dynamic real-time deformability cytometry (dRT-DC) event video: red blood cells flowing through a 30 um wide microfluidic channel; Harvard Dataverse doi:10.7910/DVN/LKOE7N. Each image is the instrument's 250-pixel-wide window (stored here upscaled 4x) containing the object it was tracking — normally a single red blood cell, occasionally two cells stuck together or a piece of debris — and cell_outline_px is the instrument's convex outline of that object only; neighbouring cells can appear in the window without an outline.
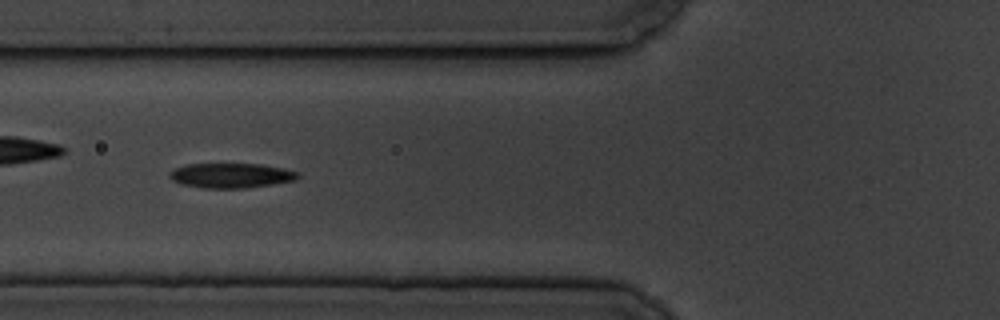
{"species": "common noctule bat (a hibernating species)", "species_latin": "Nyctalus noctula", "temperature_condition": "cold", "stored_images_in_passage": 15, "camera_frame_rate_fps": 3000, "um_per_image_px": 0.085, "animal": {"sex": "male", "body_mass_g": 19.5, "forearm_length_mm": 54.6}, "frame": {"image": 1, "passage_image": 5, "time_ms": 5.333, "image_size_px": [1000, 320], "cell_outline_px": [[300, 176], [296, 180], [272, 184], [244, 188], [200, 188], [180, 184], [172, 180], [168, 176], [168, 172], [184, 164], [260, 164], [284, 168], [300, 172]], "centroid_in_image_um": [19.62, 14.92], "position_along_channel_um": 106.2, "area_um2": 18.73}}
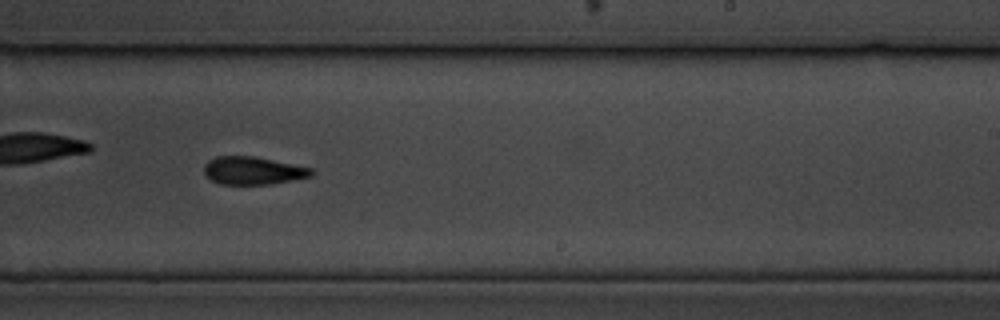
{"frame": {"image": 2, "passage_image": 9, "time_ms": 10.0, "image_size_px": [1000, 320], "cell_outline_px": [[312, 176], [272, 184], [220, 184], [212, 180], [204, 172], [204, 164], [208, 160], [216, 156], [256, 156], [312, 168]], "centroid_in_image_um": [21.49, 14.49], "position_along_channel_um": 267.5, "area_um2": 17.4}}
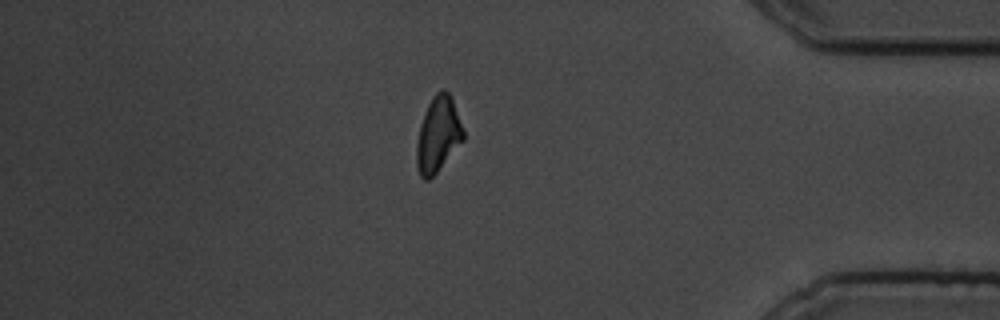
{"frame": {"image": 3, "passage_image": 15, "time_ms": 18.0, "image_size_px": [1000, 320], "cell_outline_px": [[464, 140], [436, 172], [428, 180], [424, 180], [420, 176], [416, 164], [416, 144], [420, 124], [428, 104], [432, 96], [440, 88], [444, 88], [452, 96], [464, 132]], "centroid_in_image_um": [37.23, 11.4], "position_along_channel_um": 398.0, "area_um2": 20.58}, "authors_computed_cell_mechanics": {"area_um2": 17.8602, "velocity_mm_per_s": 3.4632, "shape_relaxation_time_tau1_ms": 2.1392, "shape_relaxation_time_tau2_ms": null, "deformation_change_tau1": 0.1097, "deformation_change_tau2": null}}